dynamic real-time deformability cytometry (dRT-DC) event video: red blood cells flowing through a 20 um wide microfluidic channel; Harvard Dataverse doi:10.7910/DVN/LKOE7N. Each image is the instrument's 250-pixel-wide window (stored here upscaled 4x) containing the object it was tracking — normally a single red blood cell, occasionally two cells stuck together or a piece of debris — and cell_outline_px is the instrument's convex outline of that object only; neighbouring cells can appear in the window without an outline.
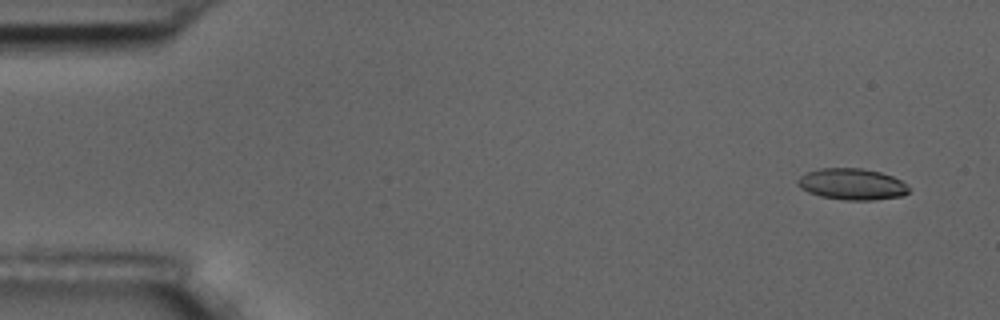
{"species": "common noctule bat (a hibernating species)", "species_latin": "Nyctalus noctula", "temperature_condition": "room temperature", "stored_images_in_passage": 4, "camera_frame_rate_fps": 3000, "um_per_image_px": 0.085, "animal": {"sex": "male", "body_mass_g": 17.5, "forearm_length_mm": 52.3}, "frame": {"image": 1, "passage_image": 1, "time_ms": 0.0, "image_size_px": [1000, 320], "cell_outline_px": [[908, 192], [904, 196], [872, 200], [844, 200], [820, 196], [808, 192], [800, 188], [796, 180], [800, 176], [808, 172], [820, 168], [860, 168], [880, 172], [892, 176], [900, 180], [908, 188]], "centroid_in_image_um": [72.4, 15.66], "position_along_channel_um": 12.6, "area_um2": 20.23}}